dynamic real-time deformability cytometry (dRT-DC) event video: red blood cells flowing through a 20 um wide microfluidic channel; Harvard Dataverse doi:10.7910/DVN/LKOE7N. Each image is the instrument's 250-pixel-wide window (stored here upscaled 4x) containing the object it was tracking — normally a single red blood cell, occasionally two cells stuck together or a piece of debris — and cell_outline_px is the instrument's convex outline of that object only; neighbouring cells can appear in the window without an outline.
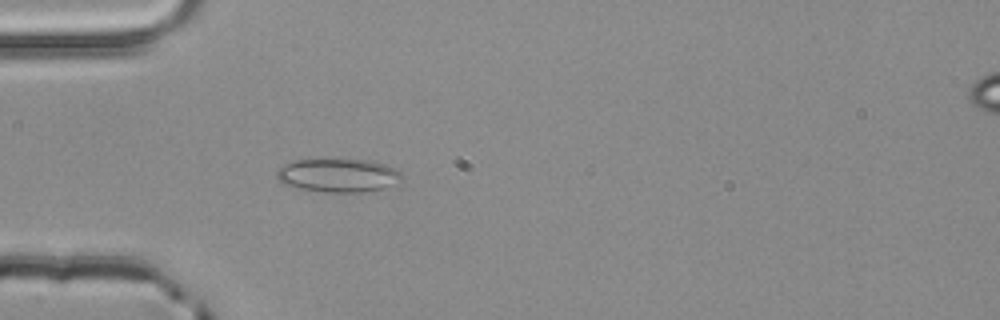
{"species": "common noctule bat (a hibernating species)", "species_latin": "Nyctalus noctula", "temperature_condition": "room temperature", "stored_images_in_passage": 1, "camera_frame_rate_fps": 3000, "um_per_image_px": 0.085, "animal": {"sex": "male", "body_mass_g": 20.4}, "frame": {"image": 1, "passage_image": 1, "time_ms": 0.0, "image_size_px": [1000, 320], "cell_outline_px": [[404, 180], [384, 188], [360, 192], [324, 192], [300, 188], [288, 184], [280, 180], [276, 176], [276, 172], [284, 164], [292, 160], [368, 160], [384, 164], [396, 168], [404, 176]], "centroid_in_image_um": [28.81, 14.9], "position_along_channel_um": 56.2, "area_um2": 24.22}}